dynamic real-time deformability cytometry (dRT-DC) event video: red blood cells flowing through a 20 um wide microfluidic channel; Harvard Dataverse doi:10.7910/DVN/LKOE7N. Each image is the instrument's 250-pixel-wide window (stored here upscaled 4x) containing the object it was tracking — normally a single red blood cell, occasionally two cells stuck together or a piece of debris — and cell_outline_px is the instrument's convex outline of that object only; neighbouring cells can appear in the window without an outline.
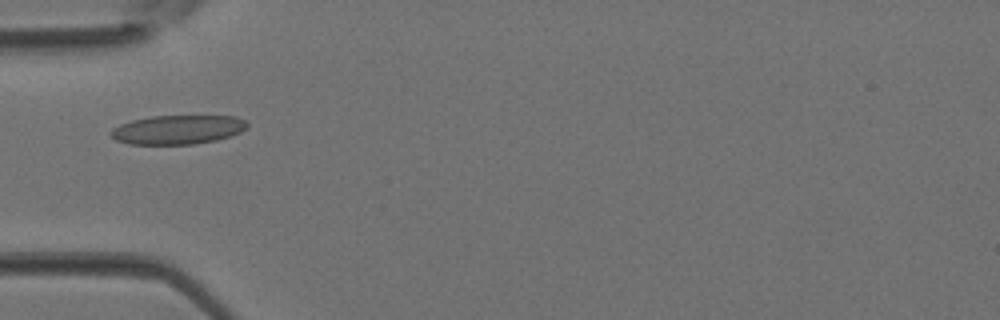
{"species": "Egyptian fruit bat (a non-hibernating species)", "species_latin": "Rousettus aegyptiacus", "temperature_condition": "room temperature", "stored_images_in_passage": 4, "camera_frame_rate_fps": 3000, "um_per_image_px": 0.085, "animal": {"sex": "female"}, "frame": {"image": 1, "passage_image": 4, "time_ms": 1.0, "image_size_px": [1000, 320], "cell_outline_px": [[248, 128], [232, 136], [216, 140], [192, 144], [128, 144], [116, 140], [108, 132], [112, 128], [120, 124], [132, 120], [152, 116], [236, 116], [244, 120], [248, 124]], "centroid_in_image_um": [15.11, 11.02], "position_along_channel_um": 69.9, "area_um2": 23.18}}